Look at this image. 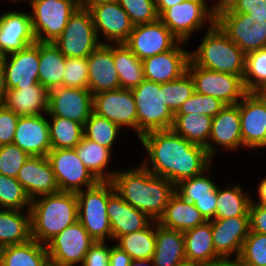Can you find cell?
Returning a JSON list of instances; mask_svg holds the SVG:
<instances>
[{
	"label": "cell",
	"instance_id": "6da1fadb",
	"mask_svg": "<svg viewBox=\"0 0 266 266\" xmlns=\"http://www.w3.org/2000/svg\"><path fill=\"white\" fill-rule=\"evenodd\" d=\"M152 163L149 168L144 160L142 165L152 174L166 178L174 185L181 180L208 172L212 161L207 149L176 134L172 129L155 130L139 137ZM205 170V171H204Z\"/></svg>",
	"mask_w": 266,
	"mask_h": 266
},
{
	"label": "cell",
	"instance_id": "7a4b0ae2",
	"mask_svg": "<svg viewBox=\"0 0 266 266\" xmlns=\"http://www.w3.org/2000/svg\"><path fill=\"white\" fill-rule=\"evenodd\" d=\"M111 182L115 192L132 207L147 214L152 224L163 215L176 189L171 181L152 174L142 164L136 169L116 171Z\"/></svg>",
	"mask_w": 266,
	"mask_h": 266
},
{
	"label": "cell",
	"instance_id": "3957f363",
	"mask_svg": "<svg viewBox=\"0 0 266 266\" xmlns=\"http://www.w3.org/2000/svg\"><path fill=\"white\" fill-rule=\"evenodd\" d=\"M41 197V200L31 201V237L46 245L66 227L78 221V199L75 192L66 191Z\"/></svg>",
	"mask_w": 266,
	"mask_h": 266
},
{
	"label": "cell",
	"instance_id": "277c9868",
	"mask_svg": "<svg viewBox=\"0 0 266 266\" xmlns=\"http://www.w3.org/2000/svg\"><path fill=\"white\" fill-rule=\"evenodd\" d=\"M246 54L215 23L190 59L202 68L230 73L243 78Z\"/></svg>",
	"mask_w": 266,
	"mask_h": 266
},
{
	"label": "cell",
	"instance_id": "5b68a950",
	"mask_svg": "<svg viewBox=\"0 0 266 266\" xmlns=\"http://www.w3.org/2000/svg\"><path fill=\"white\" fill-rule=\"evenodd\" d=\"M115 191L111 181H99L95 186L78 191V221L95 241L112 239L107 214L108 197Z\"/></svg>",
	"mask_w": 266,
	"mask_h": 266
},
{
	"label": "cell",
	"instance_id": "8992f818",
	"mask_svg": "<svg viewBox=\"0 0 266 266\" xmlns=\"http://www.w3.org/2000/svg\"><path fill=\"white\" fill-rule=\"evenodd\" d=\"M137 109V137L155 130L172 128L174 115L164 104L161 84L144 79L132 89Z\"/></svg>",
	"mask_w": 266,
	"mask_h": 266
},
{
	"label": "cell",
	"instance_id": "52a82bcc",
	"mask_svg": "<svg viewBox=\"0 0 266 266\" xmlns=\"http://www.w3.org/2000/svg\"><path fill=\"white\" fill-rule=\"evenodd\" d=\"M98 39L89 9L78 7L53 44L66 58H87L102 44Z\"/></svg>",
	"mask_w": 266,
	"mask_h": 266
},
{
	"label": "cell",
	"instance_id": "ba28073f",
	"mask_svg": "<svg viewBox=\"0 0 266 266\" xmlns=\"http://www.w3.org/2000/svg\"><path fill=\"white\" fill-rule=\"evenodd\" d=\"M32 28L37 42H54L63 32L78 0H29ZM45 36H44V34Z\"/></svg>",
	"mask_w": 266,
	"mask_h": 266
},
{
	"label": "cell",
	"instance_id": "9c48e42d",
	"mask_svg": "<svg viewBox=\"0 0 266 266\" xmlns=\"http://www.w3.org/2000/svg\"><path fill=\"white\" fill-rule=\"evenodd\" d=\"M215 23L245 54L266 48V19L226 8L216 14Z\"/></svg>",
	"mask_w": 266,
	"mask_h": 266
},
{
	"label": "cell",
	"instance_id": "30bf717a",
	"mask_svg": "<svg viewBox=\"0 0 266 266\" xmlns=\"http://www.w3.org/2000/svg\"><path fill=\"white\" fill-rule=\"evenodd\" d=\"M187 72L194 81L195 92L220 99L226 105L237 104L248 93L241 76L202 68L191 59Z\"/></svg>",
	"mask_w": 266,
	"mask_h": 266
},
{
	"label": "cell",
	"instance_id": "8fae6325",
	"mask_svg": "<svg viewBox=\"0 0 266 266\" xmlns=\"http://www.w3.org/2000/svg\"><path fill=\"white\" fill-rule=\"evenodd\" d=\"M95 242L83 225L76 221L46 244L50 266L82 264L87 251Z\"/></svg>",
	"mask_w": 266,
	"mask_h": 266
},
{
	"label": "cell",
	"instance_id": "7c38bea8",
	"mask_svg": "<svg viewBox=\"0 0 266 266\" xmlns=\"http://www.w3.org/2000/svg\"><path fill=\"white\" fill-rule=\"evenodd\" d=\"M159 19L179 41L185 43L190 33L200 28L205 20L214 25L216 14L208 9L204 0H185L164 10Z\"/></svg>",
	"mask_w": 266,
	"mask_h": 266
},
{
	"label": "cell",
	"instance_id": "4fadbf2b",
	"mask_svg": "<svg viewBox=\"0 0 266 266\" xmlns=\"http://www.w3.org/2000/svg\"><path fill=\"white\" fill-rule=\"evenodd\" d=\"M47 159L55 174L59 191L75 192L95 186L99 181L84 166L75 148L53 149Z\"/></svg>",
	"mask_w": 266,
	"mask_h": 266
},
{
	"label": "cell",
	"instance_id": "5bb4252c",
	"mask_svg": "<svg viewBox=\"0 0 266 266\" xmlns=\"http://www.w3.org/2000/svg\"><path fill=\"white\" fill-rule=\"evenodd\" d=\"M93 113V94L85 88L59 87L49 91L48 111L51 117H62L84 126Z\"/></svg>",
	"mask_w": 266,
	"mask_h": 266
},
{
	"label": "cell",
	"instance_id": "9a60e30c",
	"mask_svg": "<svg viewBox=\"0 0 266 266\" xmlns=\"http://www.w3.org/2000/svg\"><path fill=\"white\" fill-rule=\"evenodd\" d=\"M179 40L158 19L152 23L134 25L124 44L140 59L171 50Z\"/></svg>",
	"mask_w": 266,
	"mask_h": 266
},
{
	"label": "cell",
	"instance_id": "2e32d148",
	"mask_svg": "<svg viewBox=\"0 0 266 266\" xmlns=\"http://www.w3.org/2000/svg\"><path fill=\"white\" fill-rule=\"evenodd\" d=\"M93 113L119 127L128 125L137 131L136 101L130 89L120 88L94 94Z\"/></svg>",
	"mask_w": 266,
	"mask_h": 266
},
{
	"label": "cell",
	"instance_id": "e0dca14e",
	"mask_svg": "<svg viewBox=\"0 0 266 266\" xmlns=\"http://www.w3.org/2000/svg\"><path fill=\"white\" fill-rule=\"evenodd\" d=\"M98 38L101 30L108 41L124 43L131 34L134 24L119 2H101L89 8Z\"/></svg>",
	"mask_w": 266,
	"mask_h": 266
},
{
	"label": "cell",
	"instance_id": "ac0fdd59",
	"mask_svg": "<svg viewBox=\"0 0 266 266\" xmlns=\"http://www.w3.org/2000/svg\"><path fill=\"white\" fill-rule=\"evenodd\" d=\"M179 41L171 50L142 60L144 77L155 83H166L182 77L188 68L191 52L179 47Z\"/></svg>",
	"mask_w": 266,
	"mask_h": 266
},
{
	"label": "cell",
	"instance_id": "d6986e66",
	"mask_svg": "<svg viewBox=\"0 0 266 266\" xmlns=\"http://www.w3.org/2000/svg\"><path fill=\"white\" fill-rule=\"evenodd\" d=\"M214 250L220 258L239 256L242 244L250 232V216L211 220Z\"/></svg>",
	"mask_w": 266,
	"mask_h": 266
},
{
	"label": "cell",
	"instance_id": "ffe728a7",
	"mask_svg": "<svg viewBox=\"0 0 266 266\" xmlns=\"http://www.w3.org/2000/svg\"><path fill=\"white\" fill-rule=\"evenodd\" d=\"M241 101L239 109L243 147H265L266 103L252 92H248Z\"/></svg>",
	"mask_w": 266,
	"mask_h": 266
},
{
	"label": "cell",
	"instance_id": "44dd1931",
	"mask_svg": "<svg viewBox=\"0 0 266 266\" xmlns=\"http://www.w3.org/2000/svg\"><path fill=\"white\" fill-rule=\"evenodd\" d=\"M30 14L10 11L0 16V56L36 43Z\"/></svg>",
	"mask_w": 266,
	"mask_h": 266
},
{
	"label": "cell",
	"instance_id": "7402d4cb",
	"mask_svg": "<svg viewBox=\"0 0 266 266\" xmlns=\"http://www.w3.org/2000/svg\"><path fill=\"white\" fill-rule=\"evenodd\" d=\"M31 200L59 192L55 174L46 156H30L17 174Z\"/></svg>",
	"mask_w": 266,
	"mask_h": 266
},
{
	"label": "cell",
	"instance_id": "603a6c76",
	"mask_svg": "<svg viewBox=\"0 0 266 266\" xmlns=\"http://www.w3.org/2000/svg\"><path fill=\"white\" fill-rule=\"evenodd\" d=\"M87 59L88 89L93 95L120 89V79L113 61V46L103 42Z\"/></svg>",
	"mask_w": 266,
	"mask_h": 266
},
{
	"label": "cell",
	"instance_id": "cb8c5ba5",
	"mask_svg": "<svg viewBox=\"0 0 266 266\" xmlns=\"http://www.w3.org/2000/svg\"><path fill=\"white\" fill-rule=\"evenodd\" d=\"M13 144L30 156H47L51 151L48 120L43 116H20Z\"/></svg>",
	"mask_w": 266,
	"mask_h": 266
},
{
	"label": "cell",
	"instance_id": "d4e9b609",
	"mask_svg": "<svg viewBox=\"0 0 266 266\" xmlns=\"http://www.w3.org/2000/svg\"><path fill=\"white\" fill-rule=\"evenodd\" d=\"M4 56L6 84L8 90L33 86L39 82V42L31 44L24 49Z\"/></svg>",
	"mask_w": 266,
	"mask_h": 266
},
{
	"label": "cell",
	"instance_id": "484cf974",
	"mask_svg": "<svg viewBox=\"0 0 266 266\" xmlns=\"http://www.w3.org/2000/svg\"><path fill=\"white\" fill-rule=\"evenodd\" d=\"M209 178L201 173L175 185V192L193 203L206 221L214 220L217 211V186Z\"/></svg>",
	"mask_w": 266,
	"mask_h": 266
},
{
	"label": "cell",
	"instance_id": "4316f807",
	"mask_svg": "<svg viewBox=\"0 0 266 266\" xmlns=\"http://www.w3.org/2000/svg\"><path fill=\"white\" fill-rule=\"evenodd\" d=\"M107 214L112 239L115 240L119 236L145 229L151 223L147 214L125 202L115 191L108 197Z\"/></svg>",
	"mask_w": 266,
	"mask_h": 266
},
{
	"label": "cell",
	"instance_id": "83f0119b",
	"mask_svg": "<svg viewBox=\"0 0 266 266\" xmlns=\"http://www.w3.org/2000/svg\"><path fill=\"white\" fill-rule=\"evenodd\" d=\"M49 91L39 82L7 91L4 107L18 116H39L48 111Z\"/></svg>",
	"mask_w": 266,
	"mask_h": 266
},
{
	"label": "cell",
	"instance_id": "f1b7e54d",
	"mask_svg": "<svg viewBox=\"0 0 266 266\" xmlns=\"http://www.w3.org/2000/svg\"><path fill=\"white\" fill-rule=\"evenodd\" d=\"M209 139L227 149L243 147L239 102L226 105L212 118Z\"/></svg>",
	"mask_w": 266,
	"mask_h": 266
},
{
	"label": "cell",
	"instance_id": "f546056e",
	"mask_svg": "<svg viewBox=\"0 0 266 266\" xmlns=\"http://www.w3.org/2000/svg\"><path fill=\"white\" fill-rule=\"evenodd\" d=\"M157 222L167 229L185 232L205 223L206 220L193 203L184 200L175 192Z\"/></svg>",
	"mask_w": 266,
	"mask_h": 266
},
{
	"label": "cell",
	"instance_id": "4dcf8cb0",
	"mask_svg": "<svg viewBox=\"0 0 266 266\" xmlns=\"http://www.w3.org/2000/svg\"><path fill=\"white\" fill-rule=\"evenodd\" d=\"M156 223L153 266H176L186 259L184 234L181 231L167 229L158 222Z\"/></svg>",
	"mask_w": 266,
	"mask_h": 266
},
{
	"label": "cell",
	"instance_id": "1f68e13d",
	"mask_svg": "<svg viewBox=\"0 0 266 266\" xmlns=\"http://www.w3.org/2000/svg\"><path fill=\"white\" fill-rule=\"evenodd\" d=\"M0 266H50L46 245L30 239L1 247Z\"/></svg>",
	"mask_w": 266,
	"mask_h": 266
},
{
	"label": "cell",
	"instance_id": "d6a6232c",
	"mask_svg": "<svg viewBox=\"0 0 266 266\" xmlns=\"http://www.w3.org/2000/svg\"><path fill=\"white\" fill-rule=\"evenodd\" d=\"M66 57L52 42H39V83L48 91L63 87Z\"/></svg>",
	"mask_w": 266,
	"mask_h": 266
},
{
	"label": "cell",
	"instance_id": "836d02e7",
	"mask_svg": "<svg viewBox=\"0 0 266 266\" xmlns=\"http://www.w3.org/2000/svg\"><path fill=\"white\" fill-rule=\"evenodd\" d=\"M212 117L199 114H175L172 130L191 143L203 146L212 158L216 150L208 140L211 132Z\"/></svg>",
	"mask_w": 266,
	"mask_h": 266
},
{
	"label": "cell",
	"instance_id": "e575fe53",
	"mask_svg": "<svg viewBox=\"0 0 266 266\" xmlns=\"http://www.w3.org/2000/svg\"><path fill=\"white\" fill-rule=\"evenodd\" d=\"M184 234L185 258L203 264L209 265L220 257L214 250L212 240L211 222L196 226L189 229Z\"/></svg>",
	"mask_w": 266,
	"mask_h": 266
},
{
	"label": "cell",
	"instance_id": "d590c367",
	"mask_svg": "<svg viewBox=\"0 0 266 266\" xmlns=\"http://www.w3.org/2000/svg\"><path fill=\"white\" fill-rule=\"evenodd\" d=\"M22 210H0V248L8 245L22 244L31 237V212L27 216Z\"/></svg>",
	"mask_w": 266,
	"mask_h": 266
},
{
	"label": "cell",
	"instance_id": "8d00e7d4",
	"mask_svg": "<svg viewBox=\"0 0 266 266\" xmlns=\"http://www.w3.org/2000/svg\"><path fill=\"white\" fill-rule=\"evenodd\" d=\"M113 61L120 79V88L132 90L145 79L143 62L124 43L113 44Z\"/></svg>",
	"mask_w": 266,
	"mask_h": 266
},
{
	"label": "cell",
	"instance_id": "74e56055",
	"mask_svg": "<svg viewBox=\"0 0 266 266\" xmlns=\"http://www.w3.org/2000/svg\"><path fill=\"white\" fill-rule=\"evenodd\" d=\"M78 157L84 166L98 181H111L115 172H104V168L110 161V149L97 144L83 136L82 140L75 147Z\"/></svg>",
	"mask_w": 266,
	"mask_h": 266
},
{
	"label": "cell",
	"instance_id": "f35d334b",
	"mask_svg": "<svg viewBox=\"0 0 266 266\" xmlns=\"http://www.w3.org/2000/svg\"><path fill=\"white\" fill-rule=\"evenodd\" d=\"M154 230L150 223L145 229L119 236L117 239L120 242L116 246L125 251L132 260L152 259L156 245Z\"/></svg>",
	"mask_w": 266,
	"mask_h": 266
},
{
	"label": "cell",
	"instance_id": "ab89813d",
	"mask_svg": "<svg viewBox=\"0 0 266 266\" xmlns=\"http://www.w3.org/2000/svg\"><path fill=\"white\" fill-rule=\"evenodd\" d=\"M242 192L239 186H231L224 190L217 187V211L214 219L249 216L252 199Z\"/></svg>",
	"mask_w": 266,
	"mask_h": 266
},
{
	"label": "cell",
	"instance_id": "60d3db41",
	"mask_svg": "<svg viewBox=\"0 0 266 266\" xmlns=\"http://www.w3.org/2000/svg\"><path fill=\"white\" fill-rule=\"evenodd\" d=\"M49 124L51 150L75 148L84 136L83 125L62 117H53Z\"/></svg>",
	"mask_w": 266,
	"mask_h": 266
},
{
	"label": "cell",
	"instance_id": "b9f144b4",
	"mask_svg": "<svg viewBox=\"0 0 266 266\" xmlns=\"http://www.w3.org/2000/svg\"><path fill=\"white\" fill-rule=\"evenodd\" d=\"M161 91H163L164 104L175 115L181 105L195 92L194 81L186 72L177 80L162 83Z\"/></svg>",
	"mask_w": 266,
	"mask_h": 266
},
{
	"label": "cell",
	"instance_id": "7bdbcfd3",
	"mask_svg": "<svg viewBox=\"0 0 266 266\" xmlns=\"http://www.w3.org/2000/svg\"><path fill=\"white\" fill-rule=\"evenodd\" d=\"M84 137L111 150L120 127L107 118L92 113L85 122Z\"/></svg>",
	"mask_w": 266,
	"mask_h": 266
},
{
	"label": "cell",
	"instance_id": "ee69618b",
	"mask_svg": "<svg viewBox=\"0 0 266 266\" xmlns=\"http://www.w3.org/2000/svg\"><path fill=\"white\" fill-rule=\"evenodd\" d=\"M31 199L17 178L0 174V206L2 209L22 210L31 207Z\"/></svg>",
	"mask_w": 266,
	"mask_h": 266
},
{
	"label": "cell",
	"instance_id": "f6af8a7d",
	"mask_svg": "<svg viewBox=\"0 0 266 266\" xmlns=\"http://www.w3.org/2000/svg\"><path fill=\"white\" fill-rule=\"evenodd\" d=\"M243 82L247 92L266 82V48L246 54Z\"/></svg>",
	"mask_w": 266,
	"mask_h": 266
},
{
	"label": "cell",
	"instance_id": "bcb514c9",
	"mask_svg": "<svg viewBox=\"0 0 266 266\" xmlns=\"http://www.w3.org/2000/svg\"><path fill=\"white\" fill-rule=\"evenodd\" d=\"M238 258L245 266H266V235L250 231Z\"/></svg>",
	"mask_w": 266,
	"mask_h": 266
},
{
	"label": "cell",
	"instance_id": "7dc6e473",
	"mask_svg": "<svg viewBox=\"0 0 266 266\" xmlns=\"http://www.w3.org/2000/svg\"><path fill=\"white\" fill-rule=\"evenodd\" d=\"M226 106L220 99L194 92L179 108L176 114H199L215 117Z\"/></svg>",
	"mask_w": 266,
	"mask_h": 266
},
{
	"label": "cell",
	"instance_id": "c3c4849f",
	"mask_svg": "<svg viewBox=\"0 0 266 266\" xmlns=\"http://www.w3.org/2000/svg\"><path fill=\"white\" fill-rule=\"evenodd\" d=\"M134 25L152 23L159 19L156 0H117Z\"/></svg>",
	"mask_w": 266,
	"mask_h": 266
},
{
	"label": "cell",
	"instance_id": "681fc988",
	"mask_svg": "<svg viewBox=\"0 0 266 266\" xmlns=\"http://www.w3.org/2000/svg\"><path fill=\"white\" fill-rule=\"evenodd\" d=\"M30 155L14 144L0 146V174L16 178Z\"/></svg>",
	"mask_w": 266,
	"mask_h": 266
},
{
	"label": "cell",
	"instance_id": "f907efd6",
	"mask_svg": "<svg viewBox=\"0 0 266 266\" xmlns=\"http://www.w3.org/2000/svg\"><path fill=\"white\" fill-rule=\"evenodd\" d=\"M88 59L66 58L63 87L88 89Z\"/></svg>",
	"mask_w": 266,
	"mask_h": 266
},
{
	"label": "cell",
	"instance_id": "816d5d0a",
	"mask_svg": "<svg viewBox=\"0 0 266 266\" xmlns=\"http://www.w3.org/2000/svg\"><path fill=\"white\" fill-rule=\"evenodd\" d=\"M19 117L12 110L0 107V146L13 144Z\"/></svg>",
	"mask_w": 266,
	"mask_h": 266
},
{
	"label": "cell",
	"instance_id": "f5cc1de1",
	"mask_svg": "<svg viewBox=\"0 0 266 266\" xmlns=\"http://www.w3.org/2000/svg\"><path fill=\"white\" fill-rule=\"evenodd\" d=\"M228 9L232 13L249 14V18L266 19V0H232Z\"/></svg>",
	"mask_w": 266,
	"mask_h": 266
},
{
	"label": "cell",
	"instance_id": "db71d44e",
	"mask_svg": "<svg viewBox=\"0 0 266 266\" xmlns=\"http://www.w3.org/2000/svg\"><path fill=\"white\" fill-rule=\"evenodd\" d=\"M111 248L105 241H96L87 251L81 266H109Z\"/></svg>",
	"mask_w": 266,
	"mask_h": 266
},
{
	"label": "cell",
	"instance_id": "11a10c76",
	"mask_svg": "<svg viewBox=\"0 0 266 266\" xmlns=\"http://www.w3.org/2000/svg\"><path fill=\"white\" fill-rule=\"evenodd\" d=\"M249 216L250 231L266 235V207L251 202Z\"/></svg>",
	"mask_w": 266,
	"mask_h": 266
},
{
	"label": "cell",
	"instance_id": "9f6ffc18",
	"mask_svg": "<svg viewBox=\"0 0 266 266\" xmlns=\"http://www.w3.org/2000/svg\"><path fill=\"white\" fill-rule=\"evenodd\" d=\"M132 258L118 246H113L110 251L109 266H129Z\"/></svg>",
	"mask_w": 266,
	"mask_h": 266
},
{
	"label": "cell",
	"instance_id": "6f0895ef",
	"mask_svg": "<svg viewBox=\"0 0 266 266\" xmlns=\"http://www.w3.org/2000/svg\"><path fill=\"white\" fill-rule=\"evenodd\" d=\"M7 91L4 56H0V107L4 106Z\"/></svg>",
	"mask_w": 266,
	"mask_h": 266
},
{
	"label": "cell",
	"instance_id": "680465c9",
	"mask_svg": "<svg viewBox=\"0 0 266 266\" xmlns=\"http://www.w3.org/2000/svg\"><path fill=\"white\" fill-rule=\"evenodd\" d=\"M207 266H245L242 261L235 257L234 261H230V258H219L217 260H214Z\"/></svg>",
	"mask_w": 266,
	"mask_h": 266
},
{
	"label": "cell",
	"instance_id": "91938a15",
	"mask_svg": "<svg viewBox=\"0 0 266 266\" xmlns=\"http://www.w3.org/2000/svg\"><path fill=\"white\" fill-rule=\"evenodd\" d=\"M185 0H156V9L158 15H160L164 10L173 7Z\"/></svg>",
	"mask_w": 266,
	"mask_h": 266
},
{
	"label": "cell",
	"instance_id": "94428289",
	"mask_svg": "<svg viewBox=\"0 0 266 266\" xmlns=\"http://www.w3.org/2000/svg\"><path fill=\"white\" fill-rule=\"evenodd\" d=\"M258 193H259V202L254 203V201H251L255 205L264 206L266 207V178L262 180V182L259 184L258 187Z\"/></svg>",
	"mask_w": 266,
	"mask_h": 266
},
{
	"label": "cell",
	"instance_id": "6125c7cd",
	"mask_svg": "<svg viewBox=\"0 0 266 266\" xmlns=\"http://www.w3.org/2000/svg\"><path fill=\"white\" fill-rule=\"evenodd\" d=\"M261 101L266 103V82L258 86L253 92Z\"/></svg>",
	"mask_w": 266,
	"mask_h": 266
},
{
	"label": "cell",
	"instance_id": "be15d7a7",
	"mask_svg": "<svg viewBox=\"0 0 266 266\" xmlns=\"http://www.w3.org/2000/svg\"><path fill=\"white\" fill-rule=\"evenodd\" d=\"M231 3H232V0H219V3L217 2V4H215V6L213 5L211 10L215 14H217L219 11L228 8Z\"/></svg>",
	"mask_w": 266,
	"mask_h": 266
},
{
	"label": "cell",
	"instance_id": "e7e4bbea",
	"mask_svg": "<svg viewBox=\"0 0 266 266\" xmlns=\"http://www.w3.org/2000/svg\"><path fill=\"white\" fill-rule=\"evenodd\" d=\"M116 0H78L79 7L90 8L91 6L101 3V2H110Z\"/></svg>",
	"mask_w": 266,
	"mask_h": 266
},
{
	"label": "cell",
	"instance_id": "03108f58",
	"mask_svg": "<svg viewBox=\"0 0 266 266\" xmlns=\"http://www.w3.org/2000/svg\"><path fill=\"white\" fill-rule=\"evenodd\" d=\"M150 263H152L153 265L152 259H138V260H132L129 266H148Z\"/></svg>",
	"mask_w": 266,
	"mask_h": 266
},
{
	"label": "cell",
	"instance_id": "003e7915",
	"mask_svg": "<svg viewBox=\"0 0 266 266\" xmlns=\"http://www.w3.org/2000/svg\"><path fill=\"white\" fill-rule=\"evenodd\" d=\"M176 266H204L203 264H200L198 262H194L192 260H183L180 263H178Z\"/></svg>",
	"mask_w": 266,
	"mask_h": 266
}]
</instances>
